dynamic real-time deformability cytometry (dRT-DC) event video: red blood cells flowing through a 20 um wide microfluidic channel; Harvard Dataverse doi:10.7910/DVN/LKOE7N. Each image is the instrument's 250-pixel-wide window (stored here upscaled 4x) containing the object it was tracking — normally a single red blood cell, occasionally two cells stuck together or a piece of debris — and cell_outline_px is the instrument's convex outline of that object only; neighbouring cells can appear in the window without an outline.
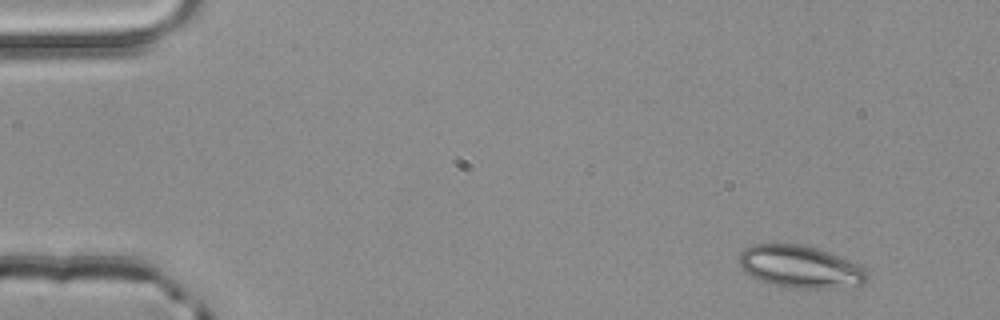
{"species": "common noctule bat (a hibernating species)", "species_latin": "Nyctalus noctula", "temperature_condition": "room temperature", "stored_images_in_passage": 2, "camera_frame_rate_fps": 3000, "um_per_image_px": 0.085, "animal": {"sex": "male", "body_mass_g": 20.4}, "frame": {"image": 1, "passage_image": 1, "time_ms": 0.0, "image_size_px": [1000, 320], "cell_outline_px": [[868, 280], [864, 284], [836, 288], [792, 288], [760, 280], [752, 276], [740, 264], [740, 252], [744, 248], [752, 244], [800, 244], [816, 248], [828, 252], [848, 260], [864, 268], [868, 272]], "centroid_in_image_um": [68.06, 22.67], "position_along_channel_um": 16.9, "area_um2": 31.21}}